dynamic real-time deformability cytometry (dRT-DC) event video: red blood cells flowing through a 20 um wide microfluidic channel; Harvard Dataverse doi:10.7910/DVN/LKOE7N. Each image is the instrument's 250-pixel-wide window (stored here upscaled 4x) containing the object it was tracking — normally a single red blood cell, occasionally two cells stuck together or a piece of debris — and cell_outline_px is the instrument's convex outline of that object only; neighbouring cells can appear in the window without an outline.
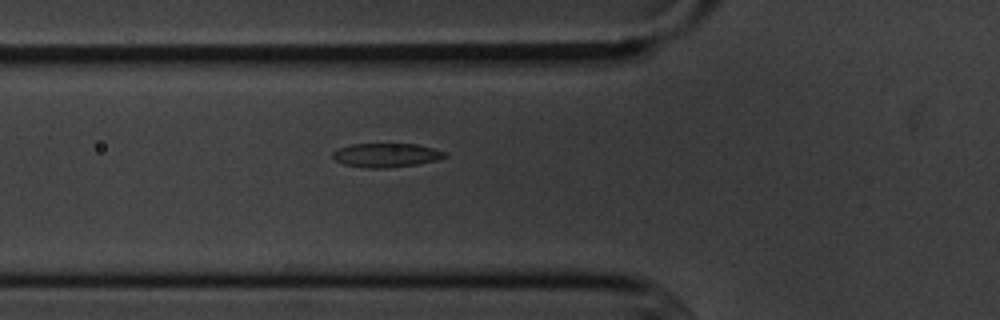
{"species": "common noctule bat (a hibernating species)", "species_latin": "Nyctalus noctula", "temperature_condition": "cold", "stored_images_in_passage": 5, "camera_frame_rate_fps": 3000, "um_per_image_px": 0.085, "animal": {"sex": "male", "body_mass_g": 20.1, "forearm_length_mm": 53.5}, "frame": {"image": 1, "passage_image": 5, "time_ms": 5.333, "image_size_px": [1000, 320], "cell_outline_px": [[448, 156], [436, 160], [416, 164], [388, 168], [364, 168], [344, 164], [336, 160], [332, 156], [332, 152], [340, 148], [352, 144], [416, 144], [432, 148], [444, 152]], "centroid_in_image_um": [32.81, 13.19], "position_along_channel_um": 93.0, "area_um2": 15.49}}